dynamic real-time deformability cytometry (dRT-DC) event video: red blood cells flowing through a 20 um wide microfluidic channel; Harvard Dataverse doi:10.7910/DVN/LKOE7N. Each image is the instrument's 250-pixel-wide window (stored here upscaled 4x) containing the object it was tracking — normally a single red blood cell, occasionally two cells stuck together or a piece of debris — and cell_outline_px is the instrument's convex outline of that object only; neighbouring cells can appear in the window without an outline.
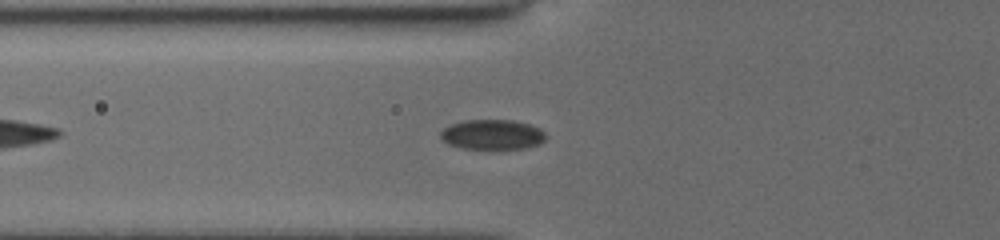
{"species": "common noctule bat (a hibernating species)", "species_latin": "Nyctalus noctula", "temperature_condition": "cold", "stored_images_in_passage": 40, "camera_frame_rate_fps": 3000, "um_per_image_px": 0.085, "animal": {"sex": "female", "body_mass_g": 19.5, "forearm_length_mm": 54.1}, "frame": {"image": 1, "passage_image": 7, "time_ms": 2.0, "image_size_px": [1000, 240], "cell_outline_px": [[544, 140], [540, 144], [528, 148], [500, 152], [460, 148], [448, 144], [440, 136], [440, 132], [444, 128], [452, 124], [464, 120], [512, 120], [528, 124], [540, 128], [544, 132]], "centroid_in_image_um": [41.86, 11.5], "position_along_channel_um": 83.9, "area_um2": 19.19}}
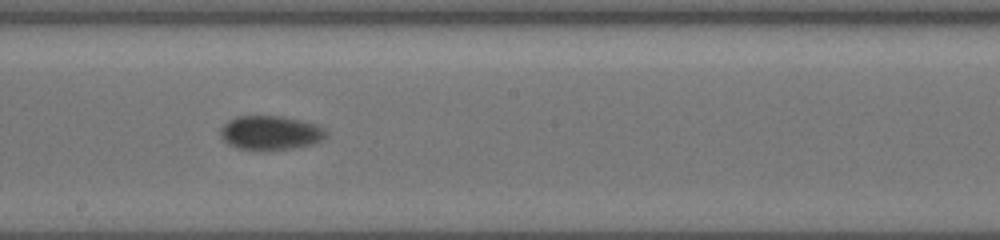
{"frame": {"image": 2, "passage_image": 18, "time_ms": 5.667, "image_size_px": [1000, 240], "cell_outline_px": [[324, 136], [320, 140], [312, 144], [292, 148], [268, 152], [264, 152], [236, 148], [228, 144], [220, 136], [220, 128], [228, 120], [236, 116], [280, 116], [300, 120], [316, 124], [324, 128]], "centroid_in_image_um": [22.92, 11.31], "position_along_channel_um": 225.3, "area_um2": 21.27}}
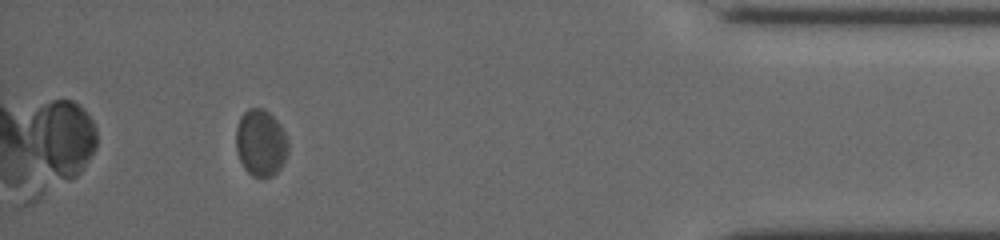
{"frame": {"image": 3, "passage_image": 36, "time_ms": 11.667, "image_size_px": [1000, 240], "cell_outline_px": [[288, 152], [280, 168], [272, 176], [264, 180], [260, 180], [252, 176], [244, 168], [240, 160], [236, 148], [236, 128], [240, 116], [248, 108], [264, 108], [276, 120], [284, 132], [288, 140]], "centroid_in_image_um": [22.15, 12.18], "position_along_channel_um": 413.0, "area_um2": 20.52}, "authors_computed_cell_mechanics": {"area_um2": 20.4901, "velocity_mm_per_s": 3.8449, "shape_relaxation_time_tau1_ms": 1.6817, "shape_relaxation_time_tau2_ms": 4.8592, "deformation_change_tau1": 0.0357, "deformation_change_tau2": 0.0573}}